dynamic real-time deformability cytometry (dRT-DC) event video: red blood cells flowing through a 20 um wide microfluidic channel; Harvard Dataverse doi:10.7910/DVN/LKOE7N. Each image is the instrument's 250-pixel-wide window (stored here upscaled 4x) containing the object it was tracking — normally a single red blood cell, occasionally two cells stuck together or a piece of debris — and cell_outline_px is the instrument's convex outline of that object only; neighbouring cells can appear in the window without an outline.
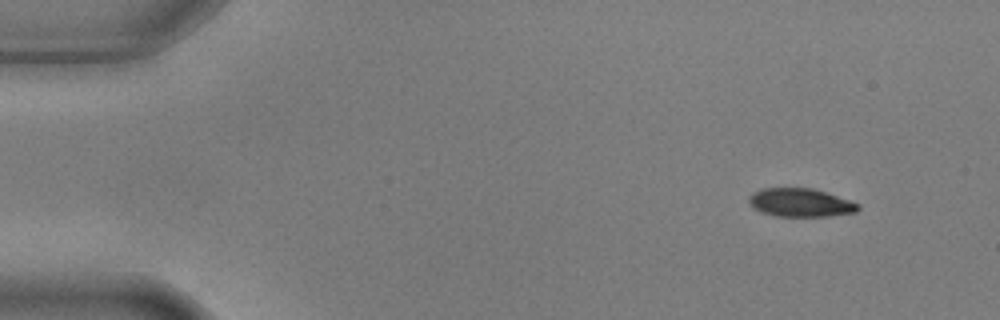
{"species": "common noctule bat (a hibernating species)", "species_latin": "Nyctalus noctula", "temperature_condition": "warm", "stored_images_in_passage": 4, "camera_frame_rate_fps": 3000, "um_per_image_px": 0.085, "animal": {"sex": "male", "body_mass_g": 17.9, "forearm_length_mm": 54.2}, "frame": {"image": 1, "passage_image": 1, "time_ms": 0.0, "image_size_px": [1000, 320], "cell_outline_px": [[860, 208], [856, 212], [828, 216], [776, 216], [760, 212], [752, 208], [748, 204], [748, 196], [752, 192], [760, 188], [812, 188], [860, 204]], "centroid_in_image_um": [67.96, 17.22], "position_along_channel_um": 17.0, "area_um2": 18.15}}
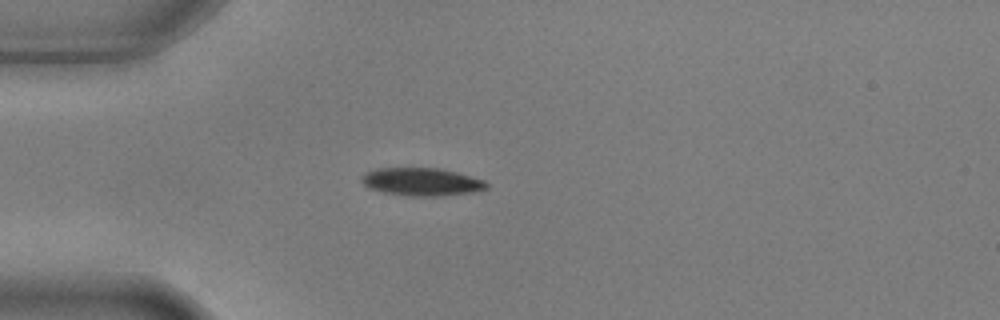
{"frame": {"image": 2, "passage_image": 3, "time_ms": 0.667, "image_size_px": [1000, 320], "cell_outline_px": [[488, 188], [472, 192], [436, 196], [412, 196], [384, 192], [368, 188], [360, 180], [360, 176], [364, 172], [376, 168], [440, 168], [456, 172], [484, 180], [488, 184]], "centroid_in_image_um": [35.79, 15.44], "position_along_channel_um": 49.2, "area_um2": 20.29}}